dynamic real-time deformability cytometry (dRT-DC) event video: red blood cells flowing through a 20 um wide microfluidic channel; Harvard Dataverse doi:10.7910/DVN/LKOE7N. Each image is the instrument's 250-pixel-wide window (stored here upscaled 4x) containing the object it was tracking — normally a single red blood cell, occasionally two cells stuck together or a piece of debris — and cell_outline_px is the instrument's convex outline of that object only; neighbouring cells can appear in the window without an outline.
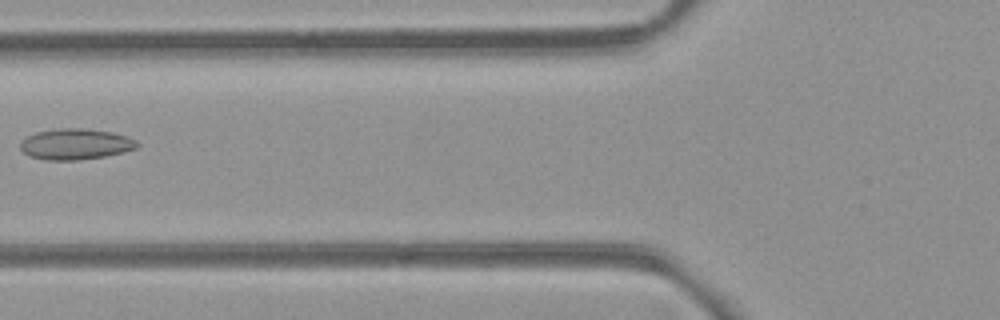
{"species": "common noctule bat (a hibernating species)", "species_latin": "Nyctalus noctula", "temperature_condition": "room temperature", "stored_images_in_passage": 2, "camera_frame_rate_fps": 3000, "um_per_image_px": 0.085, "animal": {"sex": "female", "body_mass_g": 21.9}, "frame": {"image": 1, "passage_image": 2, "time_ms": 1.0, "image_size_px": [1000, 320], "cell_outline_px": [[140, 144], [136, 148], [124, 152], [104, 156], [80, 160], [44, 160], [28, 156], [20, 148], [20, 140], [36, 132], [60, 128], [80, 128], [112, 132], [128, 136], [136, 140]], "centroid_in_image_um": [6.41, 12.25], "position_along_channel_um": 119.4, "area_um2": 21.15}}